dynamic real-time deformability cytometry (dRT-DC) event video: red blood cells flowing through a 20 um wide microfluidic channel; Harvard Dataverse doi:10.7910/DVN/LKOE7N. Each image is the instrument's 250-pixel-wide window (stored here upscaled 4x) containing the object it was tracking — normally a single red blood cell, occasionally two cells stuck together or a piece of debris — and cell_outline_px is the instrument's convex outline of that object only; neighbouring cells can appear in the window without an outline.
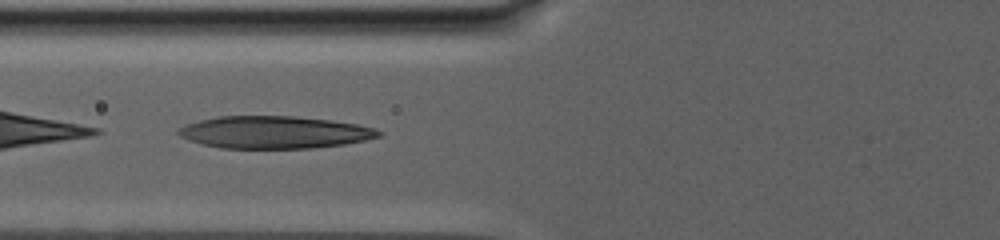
{"species": "human", "species_latin": "Homo sapiens", "temperature_condition": "warm", "stored_images_in_passage": 48, "camera_frame_rate_fps": 3000, "um_per_image_px": 0.085, "donor": {"sex": "male"}, "frame": {"image": 1, "passage_image": 3, "time_ms": 1.333, "image_size_px": [1000, 240], "cell_outline_px": [[384, 132], [380, 136], [364, 140], [344, 144], [312, 148], [220, 148], [200, 144], [188, 140], [180, 136], [176, 132], [176, 128], [184, 124], [200, 120], [220, 116], [296, 116], [332, 120], [356, 124], [376, 128]], "centroid_in_image_um": [23.29, 11.24], "position_along_channel_um": 102.5, "area_um2": 38.03}}
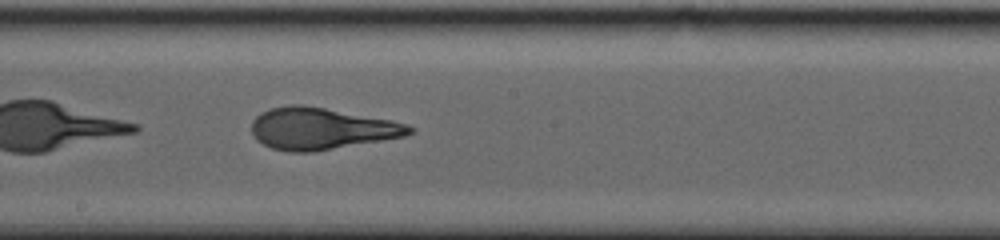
{"frame": {"image": 2, "passage_image": 16, "time_ms": 6.333, "image_size_px": [1000, 240], "cell_outline_px": [[416, 128], [412, 132], [404, 136], [312, 152], [288, 152], [272, 148], [256, 140], [252, 132], [252, 120], [260, 112], [272, 108], [288, 104], [304, 104], [392, 120], [408, 124]], "centroid_in_image_um": [27.28, 10.92], "position_along_channel_um": 220.9, "area_um2": 38.38}}
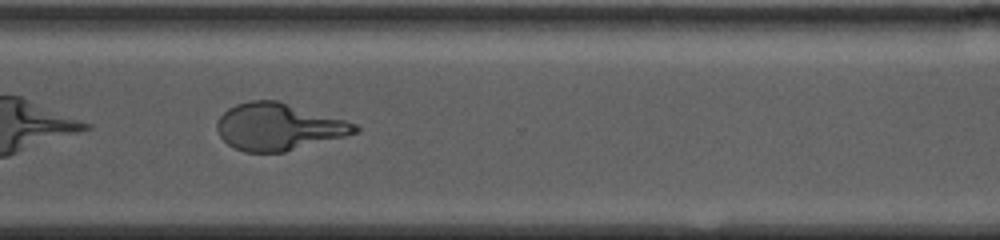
{"frame": {"image": 3, "passage_image": 36, "time_ms": 11.667, "image_size_px": [1000, 240], "cell_outline_px": [[360, 132], [284, 152], [244, 152], [228, 144], [220, 136], [216, 128], [216, 124], [220, 116], [228, 108], [236, 104], [248, 100], [276, 100], [344, 120], [356, 124], [360, 128]], "centroid_in_image_um": [23.65, 10.77], "position_along_channel_um": 347.0, "area_um2": 37.51}, "authors_computed_cell_mechanics": {"area_um2": 37.8012, "velocity_mm_per_s": 2.3673, "shape_relaxation_time_tau1_ms": 9.265, "shape_relaxation_time_tau2_ms": 0.9887, "deformation_change_tau1": 0.3143, "deformation_change_tau2": 0.0796}}